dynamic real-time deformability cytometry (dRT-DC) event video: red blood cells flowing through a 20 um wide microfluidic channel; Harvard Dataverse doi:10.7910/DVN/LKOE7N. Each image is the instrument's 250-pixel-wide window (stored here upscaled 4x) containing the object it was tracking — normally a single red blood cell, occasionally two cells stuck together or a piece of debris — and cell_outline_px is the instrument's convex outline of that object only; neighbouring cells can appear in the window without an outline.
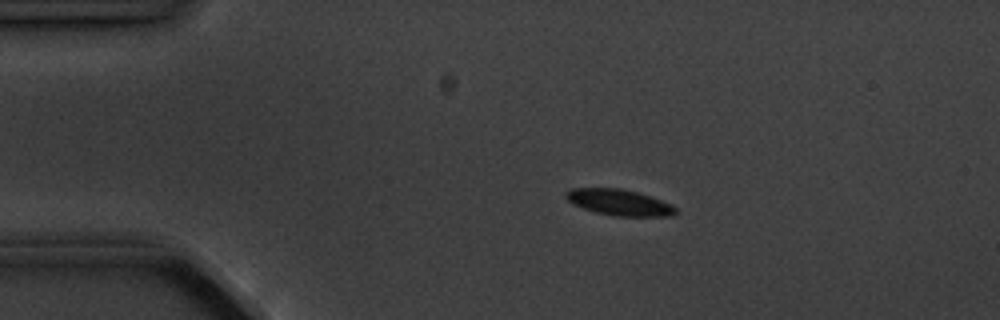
{"species": "common noctule bat (a hibernating species)", "species_latin": "Nyctalus noctula", "temperature_condition": "cold", "stored_images_in_passage": 6, "camera_frame_rate_fps": 3000, "um_per_image_px": 0.085, "animal": {"sex": "male", "body_mass_g": 20.1, "forearm_length_mm": 53.5}, "frame": {"image": 1, "passage_image": 4, "time_ms": 3.333, "image_size_px": [1000, 320], "cell_outline_px": [[676, 212], [672, 216], [612, 216], [596, 212], [572, 204], [564, 196], [564, 192], [572, 188], [620, 188], [636, 192], [672, 204], [676, 208]], "centroid_in_image_um": [52.6, 17.2], "position_along_channel_um": 32.4, "area_um2": 16.59}}